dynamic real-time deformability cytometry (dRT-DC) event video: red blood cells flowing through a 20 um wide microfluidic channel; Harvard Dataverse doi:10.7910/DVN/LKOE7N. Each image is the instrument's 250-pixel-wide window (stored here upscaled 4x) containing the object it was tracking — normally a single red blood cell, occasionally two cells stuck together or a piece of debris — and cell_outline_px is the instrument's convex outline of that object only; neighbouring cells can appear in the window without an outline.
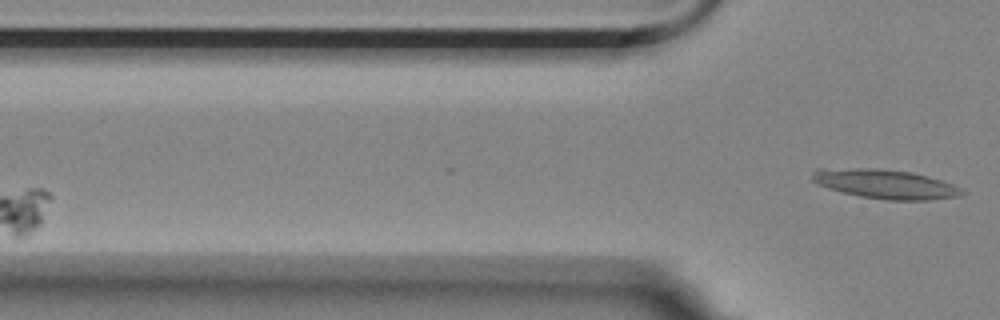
{"species": "Egyptian fruit bat (a non-hibernating species)", "species_latin": "Rousettus aegyptiacus", "temperature_condition": "room temperature", "stored_images_in_passage": 3, "camera_frame_rate_fps": 3000, "um_per_image_px": 0.085, "animal": {"sex": "female"}, "frame": {"image": 1, "passage_image": 3, "time_ms": 3.0, "image_size_px": [1000, 320], "cell_outline_px": [[968, 192], [960, 196], [928, 200], [888, 200], [860, 196], [828, 188], [816, 184], [812, 180], [812, 172], [816, 168], [880, 168], [912, 172], [928, 176], [952, 184]], "centroid_in_image_um": [75.24, 15.63], "position_along_channel_um": 50.6, "area_um2": 25.66}}